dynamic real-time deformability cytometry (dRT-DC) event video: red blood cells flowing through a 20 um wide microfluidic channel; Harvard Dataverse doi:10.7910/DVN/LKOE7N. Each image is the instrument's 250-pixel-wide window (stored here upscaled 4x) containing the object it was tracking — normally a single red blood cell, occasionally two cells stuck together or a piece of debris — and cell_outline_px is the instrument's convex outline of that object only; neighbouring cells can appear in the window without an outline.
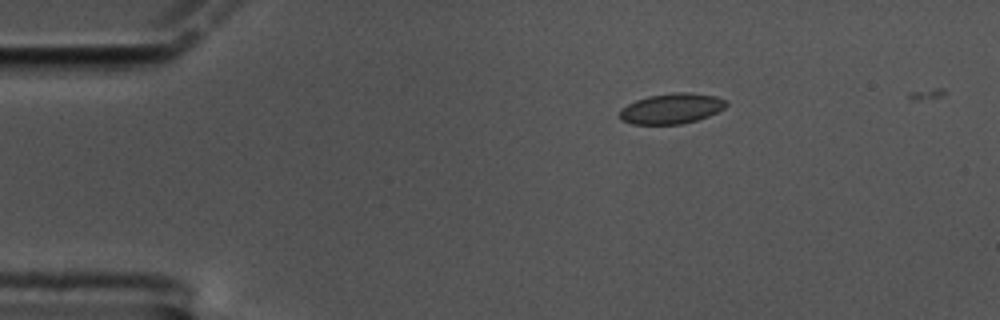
{"species": "common noctule bat (a hibernating species)", "species_latin": "Nyctalus noctula", "temperature_condition": "cold", "stored_images_in_passage": 48, "camera_frame_rate_fps": 3000, "um_per_image_px": 0.085, "animal": {"sex": "male", "body_mass_g": 17.5, "forearm_length_mm": 52.3}, "frame": {"image": 1, "passage_image": 1, "time_ms": 0.0, "image_size_px": [1000, 320], "cell_outline_px": [[728, 104], [724, 108], [708, 116], [696, 120], [680, 124], [632, 124], [620, 120], [620, 108], [636, 100], [648, 96], [676, 92], [692, 92], [716, 96], [728, 100]], "centroid_in_image_um": [57.09, 9.22], "position_along_channel_um": 27.9, "area_um2": 18.96}}
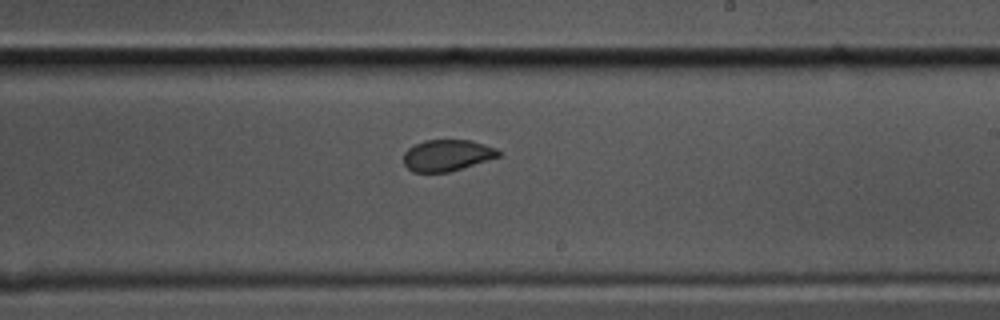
{"frame": {"image": 2, "passage_image": 26, "time_ms": 8.333, "image_size_px": [1000, 320], "cell_outline_px": [[500, 156], [448, 172], [412, 172], [404, 164], [404, 152], [408, 148], [424, 140], [472, 140], [496, 148], [500, 152]], "centroid_in_image_um": [37.98, 13.19], "position_along_channel_um": 251.0, "area_um2": 17.22}}
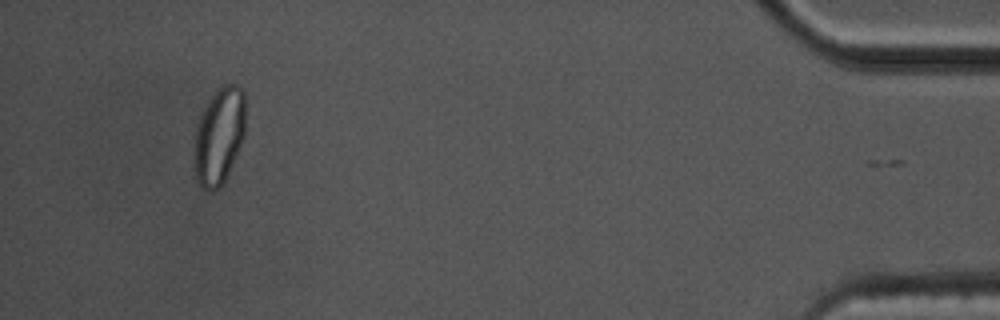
{"frame": {"image": 3, "passage_image": 47, "time_ms": 15.333, "image_size_px": [1000, 320], "cell_outline_px": [[244, 136], [240, 148], [224, 180], [216, 188], [208, 192], [196, 180], [192, 160], [196, 128], [200, 112], [204, 104], [216, 88], [220, 84], [240, 84], [244, 92]], "centroid_in_image_um": [18.59, 11.49], "position_along_channel_um": 416.6, "area_um2": 29.48}, "authors_computed_cell_mechanics": {"area_um2": 18.4382, "velocity_mm_per_s": 3.3602, "shape_relaxation_time_tau1_ms": null, "shape_relaxation_time_tau2_ms": 1.0984, "deformation_change_tau1": null, "deformation_change_tau2": 0.0459}}